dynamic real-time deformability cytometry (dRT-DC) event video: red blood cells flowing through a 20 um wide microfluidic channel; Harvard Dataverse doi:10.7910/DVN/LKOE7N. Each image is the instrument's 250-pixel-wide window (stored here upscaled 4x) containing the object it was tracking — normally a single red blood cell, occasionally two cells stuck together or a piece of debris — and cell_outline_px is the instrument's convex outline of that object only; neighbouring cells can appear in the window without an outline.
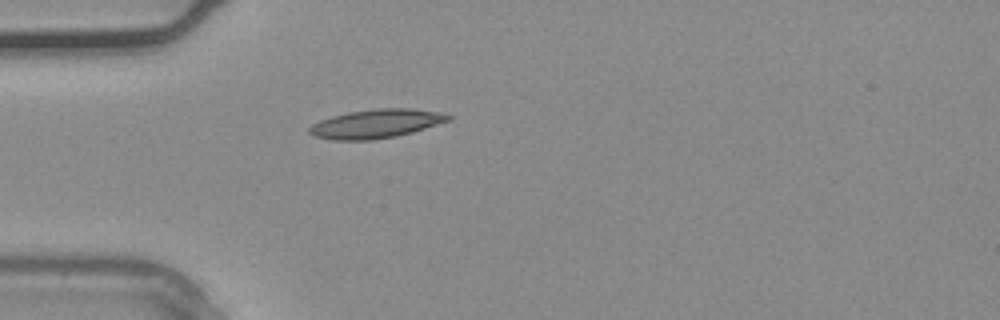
{"species": "common noctule bat (a hibernating species)", "species_latin": "Nyctalus noctula", "temperature_condition": "warm", "stored_images_in_passage": 4, "camera_frame_rate_fps": 3000, "um_per_image_px": 0.085, "animal": {"sex": "male", "body_mass_g": 20.4}, "frame": {"image": 1, "passage_image": 4, "time_ms": 1.0, "image_size_px": [1000, 320], "cell_outline_px": [[452, 120], [412, 132], [396, 136], [372, 140], [332, 140], [316, 136], [308, 132], [308, 128], [312, 124], [320, 120], [332, 116], [348, 112], [376, 108], [412, 108], [444, 112], [452, 116]], "centroid_in_image_um": [32.01, 10.5], "position_along_channel_um": 53.0, "area_um2": 23.52}}